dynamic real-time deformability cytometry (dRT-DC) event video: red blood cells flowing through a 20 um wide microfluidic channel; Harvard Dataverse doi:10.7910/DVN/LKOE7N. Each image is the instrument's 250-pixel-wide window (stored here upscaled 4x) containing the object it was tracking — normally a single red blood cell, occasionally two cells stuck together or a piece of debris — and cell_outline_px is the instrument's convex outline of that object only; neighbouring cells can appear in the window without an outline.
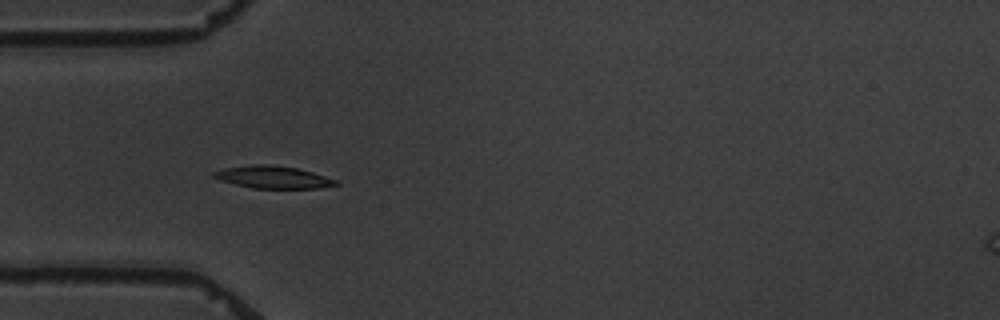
{"species": "common noctule bat (a hibernating species)", "species_latin": "Nyctalus noctula", "temperature_condition": "warm", "stored_images_in_passage": 4, "camera_frame_rate_fps": 3000, "um_per_image_px": 0.085, "animal": {"sex": "male", "body_mass_g": 19.5, "forearm_length_mm": 54.6}, "frame": {"image": 1, "passage_image": 4, "time_ms": 5.667, "image_size_px": [1000, 320], "cell_outline_px": [[340, 184], [316, 188], [252, 188], [220, 180], [212, 176], [212, 172], [224, 168], [252, 164], [272, 164], [296, 168], [312, 172], [340, 180]], "centroid_in_image_um": [23.22, 15.05], "position_along_channel_um": 61.8, "area_um2": 15.95}}